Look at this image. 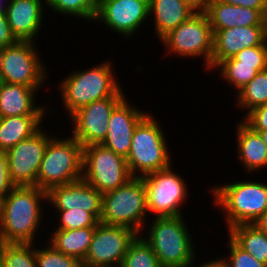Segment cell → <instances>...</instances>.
Returning a JSON list of instances; mask_svg holds the SVG:
<instances>
[{
	"instance_id": "obj_1",
	"label": "cell",
	"mask_w": 267,
	"mask_h": 267,
	"mask_svg": "<svg viewBox=\"0 0 267 267\" xmlns=\"http://www.w3.org/2000/svg\"><path fill=\"white\" fill-rule=\"evenodd\" d=\"M42 202H47V191L37 186H15L1 199L0 239L4 243H35L45 219Z\"/></svg>"
},
{
	"instance_id": "obj_2",
	"label": "cell",
	"mask_w": 267,
	"mask_h": 267,
	"mask_svg": "<svg viewBox=\"0 0 267 267\" xmlns=\"http://www.w3.org/2000/svg\"><path fill=\"white\" fill-rule=\"evenodd\" d=\"M111 60L66 74L57 84L68 117L84 105L112 96H126Z\"/></svg>"
},
{
	"instance_id": "obj_3",
	"label": "cell",
	"mask_w": 267,
	"mask_h": 267,
	"mask_svg": "<svg viewBox=\"0 0 267 267\" xmlns=\"http://www.w3.org/2000/svg\"><path fill=\"white\" fill-rule=\"evenodd\" d=\"M184 215L156 217L140 233L156 254L161 267H192L197 251ZM146 226H149L148 229ZM189 229V230H188Z\"/></svg>"
},
{
	"instance_id": "obj_4",
	"label": "cell",
	"mask_w": 267,
	"mask_h": 267,
	"mask_svg": "<svg viewBox=\"0 0 267 267\" xmlns=\"http://www.w3.org/2000/svg\"><path fill=\"white\" fill-rule=\"evenodd\" d=\"M208 189L213 205L223 213L227 230L238 224H254L267 209V183L234 181Z\"/></svg>"
},
{
	"instance_id": "obj_5",
	"label": "cell",
	"mask_w": 267,
	"mask_h": 267,
	"mask_svg": "<svg viewBox=\"0 0 267 267\" xmlns=\"http://www.w3.org/2000/svg\"><path fill=\"white\" fill-rule=\"evenodd\" d=\"M152 113L137 126L126 162L132 177H143L173 165L165 130ZM164 130V131H163Z\"/></svg>"
},
{
	"instance_id": "obj_6",
	"label": "cell",
	"mask_w": 267,
	"mask_h": 267,
	"mask_svg": "<svg viewBox=\"0 0 267 267\" xmlns=\"http://www.w3.org/2000/svg\"><path fill=\"white\" fill-rule=\"evenodd\" d=\"M146 189L142 177H132L121 187L102 196L101 223L123 226L142 233L148 217Z\"/></svg>"
},
{
	"instance_id": "obj_7",
	"label": "cell",
	"mask_w": 267,
	"mask_h": 267,
	"mask_svg": "<svg viewBox=\"0 0 267 267\" xmlns=\"http://www.w3.org/2000/svg\"><path fill=\"white\" fill-rule=\"evenodd\" d=\"M57 136L48 141L38 171L37 187L45 191L82 179L83 146L71 135Z\"/></svg>"
},
{
	"instance_id": "obj_8",
	"label": "cell",
	"mask_w": 267,
	"mask_h": 267,
	"mask_svg": "<svg viewBox=\"0 0 267 267\" xmlns=\"http://www.w3.org/2000/svg\"><path fill=\"white\" fill-rule=\"evenodd\" d=\"M159 42L167 50L166 56L171 54V57L178 56L185 59L202 58L204 68L210 71L213 31L205 12H195L177 28L168 32Z\"/></svg>"
},
{
	"instance_id": "obj_9",
	"label": "cell",
	"mask_w": 267,
	"mask_h": 267,
	"mask_svg": "<svg viewBox=\"0 0 267 267\" xmlns=\"http://www.w3.org/2000/svg\"><path fill=\"white\" fill-rule=\"evenodd\" d=\"M172 167L142 177L148 214L155 215V218L183 215L182 205L189 199L187 182Z\"/></svg>"
},
{
	"instance_id": "obj_10",
	"label": "cell",
	"mask_w": 267,
	"mask_h": 267,
	"mask_svg": "<svg viewBox=\"0 0 267 267\" xmlns=\"http://www.w3.org/2000/svg\"><path fill=\"white\" fill-rule=\"evenodd\" d=\"M35 43L37 42L17 41L3 48L0 64L1 82L28 87H44L46 85L44 83L50 77L48 76L49 69L40 58L38 45Z\"/></svg>"
},
{
	"instance_id": "obj_11",
	"label": "cell",
	"mask_w": 267,
	"mask_h": 267,
	"mask_svg": "<svg viewBox=\"0 0 267 267\" xmlns=\"http://www.w3.org/2000/svg\"><path fill=\"white\" fill-rule=\"evenodd\" d=\"M131 178L124 157L101 144L83 147L82 179L102 195L121 187Z\"/></svg>"
},
{
	"instance_id": "obj_12",
	"label": "cell",
	"mask_w": 267,
	"mask_h": 267,
	"mask_svg": "<svg viewBox=\"0 0 267 267\" xmlns=\"http://www.w3.org/2000/svg\"><path fill=\"white\" fill-rule=\"evenodd\" d=\"M133 230L99 222L95 228L83 267H120L131 241Z\"/></svg>"
},
{
	"instance_id": "obj_13",
	"label": "cell",
	"mask_w": 267,
	"mask_h": 267,
	"mask_svg": "<svg viewBox=\"0 0 267 267\" xmlns=\"http://www.w3.org/2000/svg\"><path fill=\"white\" fill-rule=\"evenodd\" d=\"M126 96H112L94 101L76 110L69 117L72 137L83 147L101 144L107 136L113 110Z\"/></svg>"
},
{
	"instance_id": "obj_14",
	"label": "cell",
	"mask_w": 267,
	"mask_h": 267,
	"mask_svg": "<svg viewBox=\"0 0 267 267\" xmlns=\"http://www.w3.org/2000/svg\"><path fill=\"white\" fill-rule=\"evenodd\" d=\"M42 127L6 151L8 172L16 186H37V176L48 141L54 136ZM51 135V136H49Z\"/></svg>"
},
{
	"instance_id": "obj_15",
	"label": "cell",
	"mask_w": 267,
	"mask_h": 267,
	"mask_svg": "<svg viewBox=\"0 0 267 267\" xmlns=\"http://www.w3.org/2000/svg\"><path fill=\"white\" fill-rule=\"evenodd\" d=\"M149 17V0H100L93 23L132 40Z\"/></svg>"
},
{
	"instance_id": "obj_16",
	"label": "cell",
	"mask_w": 267,
	"mask_h": 267,
	"mask_svg": "<svg viewBox=\"0 0 267 267\" xmlns=\"http://www.w3.org/2000/svg\"><path fill=\"white\" fill-rule=\"evenodd\" d=\"M102 194L83 179L54 186L47 191V202L54 210H85L98 221L102 213Z\"/></svg>"
},
{
	"instance_id": "obj_17",
	"label": "cell",
	"mask_w": 267,
	"mask_h": 267,
	"mask_svg": "<svg viewBox=\"0 0 267 267\" xmlns=\"http://www.w3.org/2000/svg\"><path fill=\"white\" fill-rule=\"evenodd\" d=\"M128 101L126 97L113 110L107 136L101 143L125 159L129 155L136 126L150 113L136 108L133 103Z\"/></svg>"
},
{
	"instance_id": "obj_18",
	"label": "cell",
	"mask_w": 267,
	"mask_h": 267,
	"mask_svg": "<svg viewBox=\"0 0 267 267\" xmlns=\"http://www.w3.org/2000/svg\"><path fill=\"white\" fill-rule=\"evenodd\" d=\"M213 31V52L210 71L245 48L266 42V26L232 27Z\"/></svg>"
},
{
	"instance_id": "obj_19",
	"label": "cell",
	"mask_w": 267,
	"mask_h": 267,
	"mask_svg": "<svg viewBox=\"0 0 267 267\" xmlns=\"http://www.w3.org/2000/svg\"><path fill=\"white\" fill-rule=\"evenodd\" d=\"M43 1L46 0H9L6 3L7 21L18 41L37 42V35L42 33L45 24L46 3Z\"/></svg>"
},
{
	"instance_id": "obj_20",
	"label": "cell",
	"mask_w": 267,
	"mask_h": 267,
	"mask_svg": "<svg viewBox=\"0 0 267 267\" xmlns=\"http://www.w3.org/2000/svg\"><path fill=\"white\" fill-rule=\"evenodd\" d=\"M40 88L42 87H28L0 81V118L47 116L48 108L44 104H36V94Z\"/></svg>"
},
{
	"instance_id": "obj_21",
	"label": "cell",
	"mask_w": 267,
	"mask_h": 267,
	"mask_svg": "<svg viewBox=\"0 0 267 267\" xmlns=\"http://www.w3.org/2000/svg\"><path fill=\"white\" fill-rule=\"evenodd\" d=\"M212 30L266 26L267 9H251L213 0L205 11Z\"/></svg>"
},
{
	"instance_id": "obj_22",
	"label": "cell",
	"mask_w": 267,
	"mask_h": 267,
	"mask_svg": "<svg viewBox=\"0 0 267 267\" xmlns=\"http://www.w3.org/2000/svg\"><path fill=\"white\" fill-rule=\"evenodd\" d=\"M235 135L237 137V155L247 174L267 168V146L259 132L254 131L243 120L237 122Z\"/></svg>"
},
{
	"instance_id": "obj_23",
	"label": "cell",
	"mask_w": 267,
	"mask_h": 267,
	"mask_svg": "<svg viewBox=\"0 0 267 267\" xmlns=\"http://www.w3.org/2000/svg\"><path fill=\"white\" fill-rule=\"evenodd\" d=\"M195 11L185 0H149V18L153 16L154 33L160 40L186 21Z\"/></svg>"
},
{
	"instance_id": "obj_24",
	"label": "cell",
	"mask_w": 267,
	"mask_h": 267,
	"mask_svg": "<svg viewBox=\"0 0 267 267\" xmlns=\"http://www.w3.org/2000/svg\"><path fill=\"white\" fill-rule=\"evenodd\" d=\"M46 116H11L0 118V151H8L31 137L41 127ZM42 125V126H41Z\"/></svg>"
},
{
	"instance_id": "obj_25",
	"label": "cell",
	"mask_w": 267,
	"mask_h": 267,
	"mask_svg": "<svg viewBox=\"0 0 267 267\" xmlns=\"http://www.w3.org/2000/svg\"><path fill=\"white\" fill-rule=\"evenodd\" d=\"M96 227L76 230H52L48 243L61 253L80 260L85 259Z\"/></svg>"
},
{
	"instance_id": "obj_26",
	"label": "cell",
	"mask_w": 267,
	"mask_h": 267,
	"mask_svg": "<svg viewBox=\"0 0 267 267\" xmlns=\"http://www.w3.org/2000/svg\"><path fill=\"white\" fill-rule=\"evenodd\" d=\"M229 237L257 261L267 264V233L255 224H238L227 230Z\"/></svg>"
},
{
	"instance_id": "obj_27",
	"label": "cell",
	"mask_w": 267,
	"mask_h": 267,
	"mask_svg": "<svg viewBox=\"0 0 267 267\" xmlns=\"http://www.w3.org/2000/svg\"><path fill=\"white\" fill-rule=\"evenodd\" d=\"M267 69V65H247L240 64L234 57L223 60L215 69L218 70L220 78L226 82L229 87L233 86L237 92L248 84L258 72ZM220 71V72H219Z\"/></svg>"
},
{
	"instance_id": "obj_28",
	"label": "cell",
	"mask_w": 267,
	"mask_h": 267,
	"mask_svg": "<svg viewBox=\"0 0 267 267\" xmlns=\"http://www.w3.org/2000/svg\"><path fill=\"white\" fill-rule=\"evenodd\" d=\"M236 108L245 110L243 118L256 107L267 104V69L256 76L238 92H235Z\"/></svg>"
},
{
	"instance_id": "obj_29",
	"label": "cell",
	"mask_w": 267,
	"mask_h": 267,
	"mask_svg": "<svg viewBox=\"0 0 267 267\" xmlns=\"http://www.w3.org/2000/svg\"><path fill=\"white\" fill-rule=\"evenodd\" d=\"M46 9L63 16L94 22L98 2L96 0H46ZM48 7V8H47Z\"/></svg>"
},
{
	"instance_id": "obj_30",
	"label": "cell",
	"mask_w": 267,
	"mask_h": 267,
	"mask_svg": "<svg viewBox=\"0 0 267 267\" xmlns=\"http://www.w3.org/2000/svg\"><path fill=\"white\" fill-rule=\"evenodd\" d=\"M0 267H36L35 243H4Z\"/></svg>"
},
{
	"instance_id": "obj_31",
	"label": "cell",
	"mask_w": 267,
	"mask_h": 267,
	"mask_svg": "<svg viewBox=\"0 0 267 267\" xmlns=\"http://www.w3.org/2000/svg\"><path fill=\"white\" fill-rule=\"evenodd\" d=\"M120 267H161L156 254L140 234L131 241Z\"/></svg>"
},
{
	"instance_id": "obj_32",
	"label": "cell",
	"mask_w": 267,
	"mask_h": 267,
	"mask_svg": "<svg viewBox=\"0 0 267 267\" xmlns=\"http://www.w3.org/2000/svg\"><path fill=\"white\" fill-rule=\"evenodd\" d=\"M44 248L36 247V267H83L75 257L56 250L50 243Z\"/></svg>"
},
{
	"instance_id": "obj_33",
	"label": "cell",
	"mask_w": 267,
	"mask_h": 267,
	"mask_svg": "<svg viewBox=\"0 0 267 267\" xmlns=\"http://www.w3.org/2000/svg\"><path fill=\"white\" fill-rule=\"evenodd\" d=\"M58 227L52 230H76L85 227H96L99 221L85 210H56ZM60 215V216H59Z\"/></svg>"
},
{
	"instance_id": "obj_34",
	"label": "cell",
	"mask_w": 267,
	"mask_h": 267,
	"mask_svg": "<svg viewBox=\"0 0 267 267\" xmlns=\"http://www.w3.org/2000/svg\"><path fill=\"white\" fill-rule=\"evenodd\" d=\"M226 247L229 248V252L225 258L230 267H267V264L257 261L251 254L240 248L229 236Z\"/></svg>"
},
{
	"instance_id": "obj_35",
	"label": "cell",
	"mask_w": 267,
	"mask_h": 267,
	"mask_svg": "<svg viewBox=\"0 0 267 267\" xmlns=\"http://www.w3.org/2000/svg\"><path fill=\"white\" fill-rule=\"evenodd\" d=\"M234 58L240 64L267 65V42L260 46L245 48L238 52Z\"/></svg>"
},
{
	"instance_id": "obj_36",
	"label": "cell",
	"mask_w": 267,
	"mask_h": 267,
	"mask_svg": "<svg viewBox=\"0 0 267 267\" xmlns=\"http://www.w3.org/2000/svg\"><path fill=\"white\" fill-rule=\"evenodd\" d=\"M241 119L253 130H267V104L256 107Z\"/></svg>"
},
{
	"instance_id": "obj_37",
	"label": "cell",
	"mask_w": 267,
	"mask_h": 267,
	"mask_svg": "<svg viewBox=\"0 0 267 267\" xmlns=\"http://www.w3.org/2000/svg\"><path fill=\"white\" fill-rule=\"evenodd\" d=\"M16 185L8 172V158L5 151H0V199L5 198Z\"/></svg>"
},
{
	"instance_id": "obj_38",
	"label": "cell",
	"mask_w": 267,
	"mask_h": 267,
	"mask_svg": "<svg viewBox=\"0 0 267 267\" xmlns=\"http://www.w3.org/2000/svg\"><path fill=\"white\" fill-rule=\"evenodd\" d=\"M18 40L13 35L7 21L5 10L0 11V48H5L16 43Z\"/></svg>"
},
{
	"instance_id": "obj_39",
	"label": "cell",
	"mask_w": 267,
	"mask_h": 267,
	"mask_svg": "<svg viewBox=\"0 0 267 267\" xmlns=\"http://www.w3.org/2000/svg\"><path fill=\"white\" fill-rule=\"evenodd\" d=\"M223 3L251 9H267V0H218Z\"/></svg>"
},
{
	"instance_id": "obj_40",
	"label": "cell",
	"mask_w": 267,
	"mask_h": 267,
	"mask_svg": "<svg viewBox=\"0 0 267 267\" xmlns=\"http://www.w3.org/2000/svg\"><path fill=\"white\" fill-rule=\"evenodd\" d=\"M205 263L198 264L196 267H230L228 260L224 257H219V258H210L207 262L204 261ZM194 267V265H192Z\"/></svg>"
},
{
	"instance_id": "obj_41",
	"label": "cell",
	"mask_w": 267,
	"mask_h": 267,
	"mask_svg": "<svg viewBox=\"0 0 267 267\" xmlns=\"http://www.w3.org/2000/svg\"><path fill=\"white\" fill-rule=\"evenodd\" d=\"M195 12H205L213 0H185Z\"/></svg>"
},
{
	"instance_id": "obj_42",
	"label": "cell",
	"mask_w": 267,
	"mask_h": 267,
	"mask_svg": "<svg viewBox=\"0 0 267 267\" xmlns=\"http://www.w3.org/2000/svg\"><path fill=\"white\" fill-rule=\"evenodd\" d=\"M259 229L267 233V209L263 215L254 223Z\"/></svg>"
},
{
	"instance_id": "obj_43",
	"label": "cell",
	"mask_w": 267,
	"mask_h": 267,
	"mask_svg": "<svg viewBox=\"0 0 267 267\" xmlns=\"http://www.w3.org/2000/svg\"><path fill=\"white\" fill-rule=\"evenodd\" d=\"M259 132V134L261 135L263 142L266 144L267 146V130H254Z\"/></svg>"
},
{
	"instance_id": "obj_44",
	"label": "cell",
	"mask_w": 267,
	"mask_h": 267,
	"mask_svg": "<svg viewBox=\"0 0 267 267\" xmlns=\"http://www.w3.org/2000/svg\"><path fill=\"white\" fill-rule=\"evenodd\" d=\"M8 1L9 0H0V11L5 10V6Z\"/></svg>"
},
{
	"instance_id": "obj_45",
	"label": "cell",
	"mask_w": 267,
	"mask_h": 267,
	"mask_svg": "<svg viewBox=\"0 0 267 267\" xmlns=\"http://www.w3.org/2000/svg\"><path fill=\"white\" fill-rule=\"evenodd\" d=\"M3 245H4V242L0 239V256H1Z\"/></svg>"
},
{
	"instance_id": "obj_46",
	"label": "cell",
	"mask_w": 267,
	"mask_h": 267,
	"mask_svg": "<svg viewBox=\"0 0 267 267\" xmlns=\"http://www.w3.org/2000/svg\"><path fill=\"white\" fill-rule=\"evenodd\" d=\"M266 42H267V15H266Z\"/></svg>"
},
{
	"instance_id": "obj_47",
	"label": "cell",
	"mask_w": 267,
	"mask_h": 267,
	"mask_svg": "<svg viewBox=\"0 0 267 267\" xmlns=\"http://www.w3.org/2000/svg\"><path fill=\"white\" fill-rule=\"evenodd\" d=\"M2 51H3V49L0 48V64H1V58H2Z\"/></svg>"
}]
</instances>
